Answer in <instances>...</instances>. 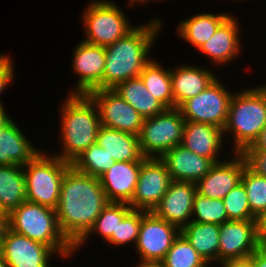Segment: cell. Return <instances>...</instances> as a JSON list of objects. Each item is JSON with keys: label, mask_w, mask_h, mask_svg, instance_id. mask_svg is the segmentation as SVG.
Segmentation results:
<instances>
[{"label": "cell", "mask_w": 266, "mask_h": 267, "mask_svg": "<svg viewBox=\"0 0 266 267\" xmlns=\"http://www.w3.org/2000/svg\"><path fill=\"white\" fill-rule=\"evenodd\" d=\"M107 204L99 178L72 166L66 171L56 214L63 235L73 246L88 233Z\"/></svg>", "instance_id": "obj_1"}, {"label": "cell", "mask_w": 266, "mask_h": 267, "mask_svg": "<svg viewBox=\"0 0 266 267\" xmlns=\"http://www.w3.org/2000/svg\"><path fill=\"white\" fill-rule=\"evenodd\" d=\"M165 25L160 16L149 17L147 22L138 23L125 37L105 47L103 89H113L118 83L140 76L153 58L150 57L151 50Z\"/></svg>", "instance_id": "obj_2"}, {"label": "cell", "mask_w": 266, "mask_h": 267, "mask_svg": "<svg viewBox=\"0 0 266 267\" xmlns=\"http://www.w3.org/2000/svg\"><path fill=\"white\" fill-rule=\"evenodd\" d=\"M58 112V147L52 154L72 163L96 143L101 122L96 104L85 94H67Z\"/></svg>", "instance_id": "obj_3"}, {"label": "cell", "mask_w": 266, "mask_h": 267, "mask_svg": "<svg viewBox=\"0 0 266 267\" xmlns=\"http://www.w3.org/2000/svg\"><path fill=\"white\" fill-rule=\"evenodd\" d=\"M265 125L266 82L235 91L229 103L228 118L223 128L226 144L230 138L229 150L232 149L230 150L232 153H242L253 144Z\"/></svg>", "instance_id": "obj_4"}, {"label": "cell", "mask_w": 266, "mask_h": 267, "mask_svg": "<svg viewBox=\"0 0 266 267\" xmlns=\"http://www.w3.org/2000/svg\"><path fill=\"white\" fill-rule=\"evenodd\" d=\"M8 216L13 232L49 246L62 260L74 257V246L63 235L55 209L24 201Z\"/></svg>", "instance_id": "obj_5"}, {"label": "cell", "mask_w": 266, "mask_h": 267, "mask_svg": "<svg viewBox=\"0 0 266 267\" xmlns=\"http://www.w3.org/2000/svg\"><path fill=\"white\" fill-rule=\"evenodd\" d=\"M43 148L28 164L22 166L26 182V201L57 209L61 184L71 163Z\"/></svg>", "instance_id": "obj_6"}, {"label": "cell", "mask_w": 266, "mask_h": 267, "mask_svg": "<svg viewBox=\"0 0 266 267\" xmlns=\"http://www.w3.org/2000/svg\"><path fill=\"white\" fill-rule=\"evenodd\" d=\"M82 9L81 20L84 42L107 47L125 37L136 26L132 25L127 13L112 0H89ZM131 21V22H130Z\"/></svg>", "instance_id": "obj_7"}, {"label": "cell", "mask_w": 266, "mask_h": 267, "mask_svg": "<svg viewBox=\"0 0 266 267\" xmlns=\"http://www.w3.org/2000/svg\"><path fill=\"white\" fill-rule=\"evenodd\" d=\"M185 119L178 108L166 109L154 117L144 118L138 135L144 157L160 158L182 143Z\"/></svg>", "instance_id": "obj_8"}, {"label": "cell", "mask_w": 266, "mask_h": 267, "mask_svg": "<svg viewBox=\"0 0 266 267\" xmlns=\"http://www.w3.org/2000/svg\"><path fill=\"white\" fill-rule=\"evenodd\" d=\"M229 89L218 76L204 91L184 101L178 109L185 121L208 123L223 129L234 93V89Z\"/></svg>", "instance_id": "obj_9"}, {"label": "cell", "mask_w": 266, "mask_h": 267, "mask_svg": "<svg viewBox=\"0 0 266 267\" xmlns=\"http://www.w3.org/2000/svg\"><path fill=\"white\" fill-rule=\"evenodd\" d=\"M179 234L177 226L143 210L139 236L132 251L138 262L162 261Z\"/></svg>", "instance_id": "obj_10"}, {"label": "cell", "mask_w": 266, "mask_h": 267, "mask_svg": "<svg viewBox=\"0 0 266 267\" xmlns=\"http://www.w3.org/2000/svg\"><path fill=\"white\" fill-rule=\"evenodd\" d=\"M72 51L71 72L77 82L67 94H85L95 89H103L105 68V47L92 45L79 40Z\"/></svg>", "instance_id": "obj_11"}, {"label": "cell", "mask_w": 266, "mask_h": 267, "mask_svg": "<svg viewBox=\"0 0 266 267\" xmlns=\"http://www.w3.org/2000/svg\"><path fill=\"white\" fill-rule=\"evenodd\" d=\"M96 104L101 126L139 135L144 117L112 89L87 94Z\"/></svg>", "instance_id": "obj_12"}, {"label": "cell", "mask_w": 266, "mask_h": 267, "mask_svg": "<svg viewBox=\"0 0 266 267\" xmlns=\"http://www.w3.org/2000/svg\"><path fill=\"white\" fill-rule=\"evenodd\" d=\"M172 182L160 158L146 157L141 163L138 182L129 205L133 210L152 212Z\"/></svg>", "instance_id": "obj_13"}, {"label": "cell", "mask_w": 266, "mask_h": 267, "mask_svg": "<svg viewBox=\"0 0 266 267\" xmlns=\"http://www.w3.org/2000/svg\"><path fill=\"white\" fill-rule=\"evenodd\" d=\"M232 13L220 24L214 35L206 41L197 52L207 57L209 66L220 69L221 66L231 65L240 58L243 50L241 42L244 35L239 19Z\"/></svg>", "instance_id": "obj_14"}, {"label": "cell", "mask_w": 266, "mask_h": 267, "mask_svg": "<svg viewBox=\"0 0 266 267\" xmlns=\"http://www.w3.org/2000/svg\"><path fill=\"white\" fill-rule=\"evenodd\" d=\"M262 244L256 220H228L219 225L218 264L229 259L247 258Z\"/></svg>", "instance_id": "obj_15"}, {"label": "cell", "mask_w": 266, "mask_h": 267, "mask_svg": "<svg viewBox=\"0 0 266 267\" xmlns=\"http://www.w3.org/2000/svg\"><path fill=\"white\" fill-rule=\"evenodd\" d=\"M0 253L8 267H52L54 257L61 259L49 246L10 229L6 232Z\"/></svg>", "instance_id": "obj_16"}, {"label": "cell", "mask_w": 266, "mask_h": 267, "mask_svg": "<svg viewBox=\"0 0 266 267\" xmlns=\"http://www.w3.org/2000/svg\"><path fill=\"white\" fill-rule=\"evenodd\" d=\"M230 152L225 154L226 159L215 163L210 171L196 183L198 194L211 199H223L241 183L246 166L245 159L241 153Z\"/></svg>", "instance_id": "obj_17"}, {"label": "cell", "mask_w": 266, "mask_h": 267, "mask_svg": "<svg viewBox=\"0 0 266 267\" xmlns=\"http://www.w3.org/2000/svg\"><path fill=\"white\" fill-rule=\"evenodd\" d=\"M196 193L195 183L172 181L152 212L181 230L192 221L193 201Z\"/></svg>", "instance_id": "obj_18"}, {"label": "cell", "mask_w": 266, "mask_h": 267, "mask_svg": "<svg viewBox=\"0 0 266 267\" xmlns=\"http://www.w3.org/2000/svg\"><path fill=\"white\" fill-rule=\"evenodd\" d=\"M225 143L223 129L208 123L186 121L181 145L191 152L217 163L226 159L221 156L229 151Z\"/></svg>", "instance_id": "obj_19"}, {"label": "cell", "mask_w": 266, "mask_h": 267, "mask_svg": "<svg viewBox=\"0 0 266 267\" xmlns=\"http://www.w3.org/2000/svg\"><path fill=\"white\" fill-rule=\"evenodd\" d=\"M208 66L193 63H180L171 66V86L174 97V108H178L184 101L204 91L217 77ZM216 73V74H215Z\"/></svg>", "instance_id": "obj_20"}, {"label": "cell", "mask_w": 266, "mask_h": 267, "mask_svg": "<svg viewBox=\"0 0 266 267\" xmlns=\"http://www.w3.org/2000/svg\"><path fill=\"white\" fill-rule=\"evenodd\" d=\"M140 161L115 162L99 178L108 202L127 203L133 198L135 187L138 182L141 163Z\"/></svg>", "instance_id": "obj_21"}, {"label": "cell", "mask_w": 266, "mask_h": 267, "mask_svg": "<svg viewBox=\"0 0 266 267\" xmlns=\"http://www.w3.org/2000/svg\"><path fill=\"white\" fill-rule=\"evenodd\" d=\"M160 159L166 165L172 181L197 183L215 164L212 160L177 145L165 152Z\"/></svg>", "instance_id": "obj_22"}, {"label": "cell", "mask_w": 266, "mask_h": 267, "mask_svg": "<svg viewBox=\"0 0 266 267\" xmlns=\"http://www.w3.org/2000/svg\"><path fill=\"white\" fill-rule=\"evenodd\" d=\"M25 133L14 119L0 129V166H24L42 151Z\"/></svg>", "instance_id": "obj_23"}, {"label": "cell", "mask_w": 266, "mask_h": 267, "mask_svg": "<svg viewBox=\"0 0 266 267\" xmlns=\"http://www.w3.org/2000/svg\"><path fill=\"white\" fill-rule=\"evenodd\" d=\"M221 12H197V14L190 15L189 18L178 21L179 23L175 26L178 38L189 43L191 48L194 47L197 51L232 13L231 11L223 12V10Z\"/></svg>", "instance_id": "obj_24"}, {"label": "cell", "mask_w": 266, "mask_h": 267, "mask_svg": "<svg viewBox=\"0 0 266 267\" xmlns=\"http://www.w3.org/2000/svg\"><path fill=\"white\" fill-rule=\"evenodd\" d=\"M96 144L101 146L115 162L140 161L144 156L138 136L101 126Z\"/></svg>", "instance_id": "obj_25"}, {"label": "cell", "mask_w": 266, "mask_h": 267, "mask_svg": "<svg viewBox=\"0 0 266 267\" xmlns=\"http://www.w3.org/2000/svg\"><path fill=\"white\" fill-rule=\"evenodd\" d=\"M112 90L144 118L154 117L167 109L147 90L140 76L118 83Z\"/></svg>", "instance_id": "obj_26"}, {"label": "cell", "mask_w": 266, "mask_h": 267, "mask_svg": "<svg viewBox=\"0 0 266 267\" xmlns=\"http://www.w3.org/2000/svg\"><path fill=\"white\" fill-rule=\"evenodd\" d=\"M180 233L208 264L218 265L219 225L190 221Z\"/></svg>", "instance_id": "obj_27"}, {"label": "cell", "mask_w": 266, "mask_h": 267, "mask_svg": "<svg viewBox=\"0 0 266 267\" xmlns=\"http://www.w3.org/2000/svg\"><path fill=\"white\" fill-rule=\"evenodd\" d=\"M26 201V182L21 165L0 166V211L9 215Z\"/></svg>", "instance_id": "obj_28"}, {"label": "cell", "mask_w": 266, "mask_h": 267, "mask_svg": "<svg viewBox=\"0 0 266 267\" xmlns=\"http://www.w3.org/2000/svg\"><path fill=\"white\" fill-rule=\"evenodd\" d=\"M132 210V207L127 203L108 202L88 233L74 246V256L75 254L77 256L79 250L81 252V248L85 247L90 238H94L96 235L100 236L98 239H102L104 240L103 242H106L112 234H116L118 223Z\"/></svg>", "instance_id": "obj_29"}, {"label": "cell", "mask_w": 266, "mask_h": 267, "mask_svg": "<svg viewBox=\"0 0 266 267\" xmlns=\"http://www.w3.org/2000/svg\"><path fill=\"white\" fill-rule=\"evenodd\" d=\"M153 58L145 65L140 77L147 90L152 93L167 109L174 108L171 86V65L162 66V62Z\"/></svg>", "instance_id": "obj_30"}, {"label": "cell", "mask_w": 266, "mask_h": 267, "mask_svg": "<svg viewBox=\"0 0 266 267\" xmlns=\"http://www.w3.org/2000/svg\"><path fill=\"white\" fill-rule=\"evenodd\" d=\"M114 163L106 150L95 143L84 150L71 166L80 173L100 178Z\"/></svg>", "instance_id": "obj_31"}, {"label": "cell", "mask_w": 266, "mask_h": 267, "mask_svg": "<svg viewBox=\"0 0 266 267\" xmlns=\"http://www.w3.org/2000/svg\"><path fill=\"white\" fill-rule=\"evenodd\" d=\"M166 267H206L208 263L180 233L162 260Z\"/></svg>", "instance_id": "obj_32"}, {"label": "cell", "mask_w": 266, "mask_h": 267, "mask_svg": "<svg viewBox=\"0 0 266 267\" xmlns=\"http://www.w3.org/2000/svg\"><path fill=\"white\" fill-rule=\"evenodd\" d=\"M192 221L216 225L228 221L223 199H211L196 193L193 201Z\"/></svg>", "instance_id": "obj_33"}, {"label": "cell", "mask_w": 266, "mask_h": 267, "mask_svg": "<svg viewBox=\"0 0 266 267\" xmlns=\"http://www.w3.org/2000/svg\"><path fill=\"white\" fill-rule=\"evenodd\" d=\"M143 218V210H132L116 228V234L105 242V246L118 249L119 247L129 246L134 249L137 238L139 236L140 223ZM118 247V248H117Z\"/></svg>", "instance_id": "obj_34"}, {"label": "cell", "mask_w": 266, "mask_h": 267, "mask_svg": "<svg viewBox=\"0 0 266 267\" xmlns=\"http://www.w3.org/2000/svg\"><path fill=\"white\" fill-rule=\"evenodd\" d=\"M241 183L246 189L251 213L256 217L266 209V177L255 174L245 166Z\"/></svg>", "instance_id": "obj_35"}, {"label": "cell", "mask_w": 266, "mask_h": 267, "mask_svg": "<svg viewBox=\"0 0 266 267\" xmlns=\"http://www.w3.org/2000/svg\"><path fill=\"white\" fill-rule=\"evenodd\" d=\"M228 220H256L251 213L246 189L242 183L233 188L224 198Z\"/></svg>", "instance_id": "obj_36"}, {"label": "cell", "mask_w": 266, "mask_h": 267, "mask_svg": "<svg viewBox=\"0 0 266 267\" xmlns=\"http://www.w3.org/2000/svg\"><path fill=\"white\" fill-rule=\"evenodd\" d=\"M246 166L255 174L266 177V151L244 150Z\"/></svg>", "instance_id": "obj_37"}, {"label": "cell", "mask_w": 266, "mask_h": 267, "mask_svg": "<svg viewBox=\"0 0 266 267\" xmlns=\"http://www.w3.org/2000/svg\"><path fill=\"white\" fill-rule=\"evenodd\" d=\"M15 60H12L2 71H0V105H4L2 102V95L6 93L8 87L13 85L15 78ZM11 84V85H10ZM4 92V93H3Z\"/></svg>", "instance_id": "obj_38"}, {"label": "cell", "mask_w": 266, "mask_h": 267, "mask_svg": "<svg viewBox=\"0 0 266 267\" xmlns=\"http://www.w3.org/2000/svg\"><path fill=\"white\" fill-rule=\"evenodd\" d=\"M249 257L253 267H266V244H262Z\"/></svg>", "instance_id": "obj_39"}, {"label": "cell", "mask_w": 266, "mask_h": 267, "mask_svg": "<svg viewBox=\"0 0 266 267\" xmlns=\"http://www.w3.org/2000/svg\"><path fill=\"white\" fill-rule=\"evenodd\" d=\"M256 226L260 241L266 244V209L256 216Z\"/></svg>", "instance_id": "obj_40"}, {"label": "cell", "mask_w": 266, "mask_h": 267, "mask_svg": "<svg viewBox=\"0 0 266 267\" xmlns=\"http://www.w3.org/2000/svg\"><path fill=\"white\" fill-rule=\"evenodd\" d=\"M217 267H253L250 257L243 259H229L217 265Z\"/></svg>", "instance_id": "obj_41"}, {"label": "cell", "mask_w": 266, "mask_h": 267, "mask_svg": "<svg viewBox=\"0 0 266 267\" xmlns=\"http://www.w3.org/2000/svg\"><path fill=\"white\" fill-rule=\"evenodd\" d=\"M245 150L266 151V125L263 127L253 144Z\"/></svg>", "instance_id": "obj_42"}, {"label": "cell", "mask_w": 266, "mask_h": 267, "mask_svg": "<svg viewBox=\"0 0 266 267\" xmlns=\"http://www.w3.org/2000/svg\"><path fill=\"white\" fill-rule=\"evenodd\" d=\"M9 229V216L5 213L0 214V250L6 235L7 230Z\"/></svg>", "instance_id": "obj_43"}, {"label": "cell", "mask_w": 266, "mask_h": 267, "mask_svg": "<svg viewBox=\"0 0 266 267\" xmlns=\"http://www.w3.org/2000/svg\"><path fill=\"white\" fill-rule=\"evenodd\" d=\"M5 106L0 105V129L12 119L11 115L6 112Z\"/></svg>", "instance_id": "obj_44"}, {"label": "cell", "mask_w": 266, "mask_h": 267, "mask_svg": "<svg viewBox=\"0 0 266 267\" xmlns=\"http://www.w3.org/2000/svg\"><path fill=\"white\" fill-rule=\"evenodd\" d=\"M158 2V1H164V0H127V7H131V9L133 8V7H135V6H142V5H146V4H150V2H151V5H152V2ZM166 1V0H165Z\"/></svg>", "instance_id": "obj_45"}, {"label": "cell", "mask_w": 266, "mask_h": 267, "mask_svg": "<svg viewBox=\"0 0 266 267\" xmlns=\"http://www.w3.org/2000/svg\"><path fill=\"white\" fill-rule=\"evenodd\" d=\"M166 267L162 261H145L138 262L136 266L131 265L130 267Z\"/></svg>", "instance_id": "obj_46"}, {"label": "cell", "mask_w": 266, "mask_h": 267, "mask_svg": "<svg viewBox=\"0 0 266 267\" xmlns=\"http://www.w3.org/2000/svg\"><path fill=\"white\" fill-rule=\"evenodd\" d=\"M12 60L11 54L9 56V53L0 52V71H2Z\"/></svg>", "instance_id": "obj_47"}, {"label": "cell", "mask_w": 266, "mask_h": 267, "mask_svg": "<svg viewBox=\"0 0 266 267\" xmlns=\"http://www.w3.org/2000/svg\"><path fill=\"white\" fill-rule=\"evenodd\" d=\"M0 267H8L1 253H0Z\"/></svg>", "instance_id": "obj_48"}, {"label": "cell", "mask_w": 266, "mask_h": 267, "mask_svg": "<svg viewBox=\"0 0 266 267\" xmlns=\"http://www.w3.org/2000/svg\"><path fill=\"white\" fill-rule=\"evenodd\" d=\"M224 1H225V0H224ZM226 1H227V0H226ZM228 1L231 2V3H232V2L235 3V1H236V3L239 4L241 1H242V2H244V1L248 2L249 0H248V1H247V0H232V1H231V0H228ZM238 1H239V2H238Z\"/></svg>", "instance_id": "obj_49"}, {"label": "cell", "mask_w": 266, "mask_h": 267, "mask_svg": "<svg viewBox=\"0 0 266 267\" xmlns=\"http://www.w3.org/2000/svg\"><path fill=\"white\" fill-rule=\"evenodd\" d=\"M217 267V265H214V264H208L206 267Z\"/></svg>", "instance_id": "obj_50"}]
</instances>
